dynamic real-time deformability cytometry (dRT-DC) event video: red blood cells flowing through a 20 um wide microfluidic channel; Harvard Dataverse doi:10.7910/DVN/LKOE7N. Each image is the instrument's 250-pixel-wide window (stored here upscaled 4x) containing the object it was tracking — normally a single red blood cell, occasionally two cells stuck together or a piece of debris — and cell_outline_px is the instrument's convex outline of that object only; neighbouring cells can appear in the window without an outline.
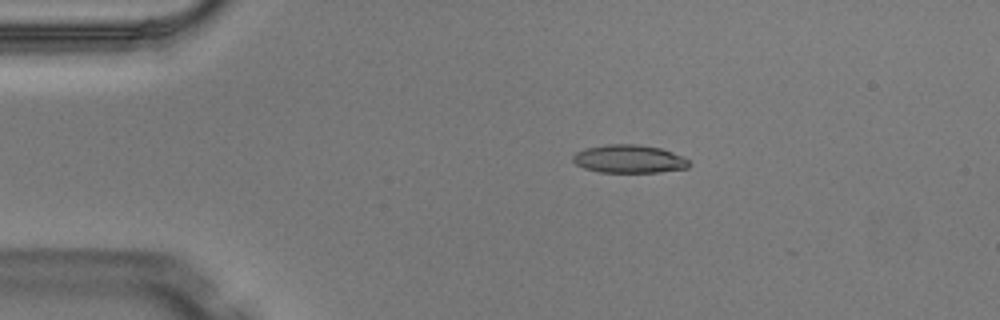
{"species": "Egyptian fruit bat (a non-hibernating species)", "species_latin": "Rousettus aegyptiacus", "temperature_condition": "warm", "stored_images_in_passage": 4, "camera_frame_rate_fps": 3000, "um_per_image_px": 0.085, "animal": {"sex": "male"}, "frame": {"image": 1, "passage_image": 2, "time_ms": 0.333, "image_size_px": [1000, 320], "cell_outline_px": [[692, 164], [688, 168], [660, 172], [600, 172], [584, 168], [576, 164], [572, 160], [572, 156], [576, 152], [584, 148], [608, 144], [640, 144], [660, 148], [672, 152], [688, 160]], "centroid_in_image_um": [53.46, 13.51], "position_along_channel_um": 31.5, "area_um2": 19.13}}
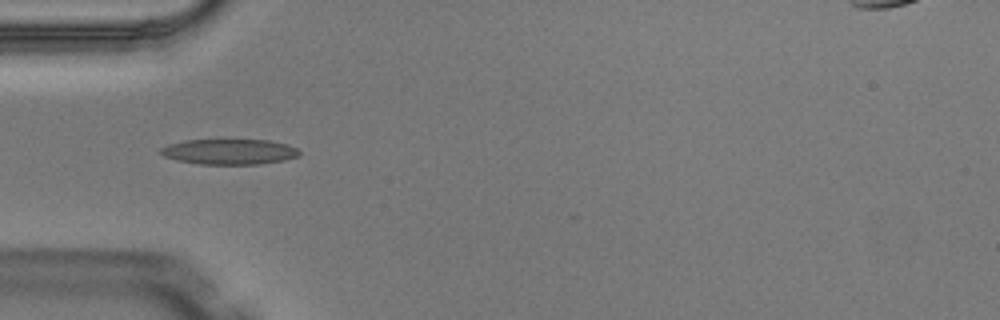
{"frame": {"image": 2, "passage_image": 3, "time_ms": 0.667, "image_size_px": [1000, 320], "cell_outline_px": [[300, 156], [284, 160], [260, 164], [200, 164], [176, 160], [164, 156], [160, 152], [160, 148], [168, 144], [184, 140], [268, 140], [288, 144], [296, 148], [300, 152]], "centroid_in_image_um": [19.5, 12.89], "position_along_channel_um": 65.5, "area_um2": 20.58}}